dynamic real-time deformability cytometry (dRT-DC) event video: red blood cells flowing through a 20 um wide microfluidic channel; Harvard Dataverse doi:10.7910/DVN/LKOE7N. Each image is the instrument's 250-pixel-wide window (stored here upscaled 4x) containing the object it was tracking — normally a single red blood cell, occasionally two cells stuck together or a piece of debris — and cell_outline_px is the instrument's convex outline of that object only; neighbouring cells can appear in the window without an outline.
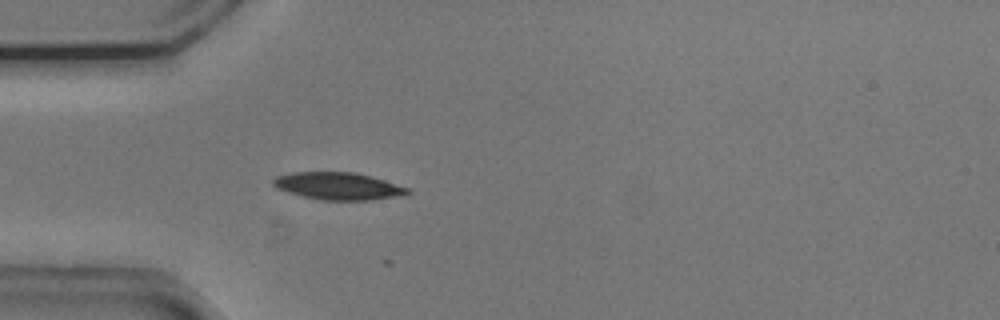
{"species": "common noctule bat (a hibernating species)", "species_latin": "Nyctalus noctula", "temperature_condition": "cold", "stored_images_in_passage": 14, "camera_frame_rate_fps": 3000, "um_per_image_px": 0.085, "animal": {"sex": "male", "body_mass_g": 20.5, "forearm_length_mm": 52.5}, "frame": {"image": 1, "passage_image": 10, "time_ms": 3.0, "image_size_px": [1000, 320], "cell_outline_px": [[412, 192], [404, 196], [372, 200], [324, 200], [304, 196], [288, 192], [276, 188], [272, 184], [272, 180], [276, 176], [292, 172], [352, 172], [372, 176], [408, 188]], "centroid_in_image_um": [28.77, 15.82], "position_along_channel_um": 56.2, "area_um2": 21.44}}